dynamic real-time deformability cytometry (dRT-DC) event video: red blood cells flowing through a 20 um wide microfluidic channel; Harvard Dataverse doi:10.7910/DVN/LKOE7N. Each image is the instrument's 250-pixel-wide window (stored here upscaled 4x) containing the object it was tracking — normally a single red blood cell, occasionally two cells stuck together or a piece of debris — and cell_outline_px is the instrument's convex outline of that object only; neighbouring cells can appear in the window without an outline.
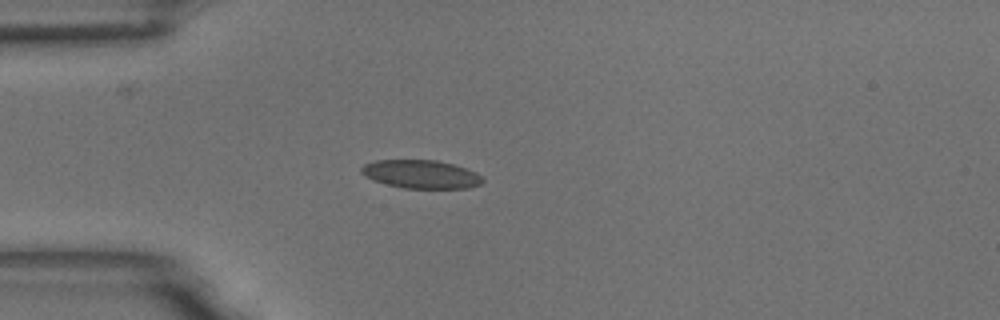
{"species": "common noctule bat (a hibernating species)", "species_latin": "Nyctalus noctula", "temperature_condition": "room temperature", "stored_images_in_passage": 4, "camera_frame_rate_fps": 3000, "um_per_image_px": 0.085, "animal": {"sex": "male", "body_mass_g": 18.8}, "frame": {"image": 1, "passage_image": 1, "time_ms": 0.0, "image_size_px": [1000, 320], "cell_outline_px": [[484, 180], [480, 184], [468, 188], [404, 188], [372, 180], [364, 176], [360, 172], [360, 168], [364, 164], [376, 160], [436, 160], [452, 164], [476, 172]], "centroid_in_image_um": [35.75, 14.8], "position_along_channel_um": 49.3, "area_um2": 19.94}}